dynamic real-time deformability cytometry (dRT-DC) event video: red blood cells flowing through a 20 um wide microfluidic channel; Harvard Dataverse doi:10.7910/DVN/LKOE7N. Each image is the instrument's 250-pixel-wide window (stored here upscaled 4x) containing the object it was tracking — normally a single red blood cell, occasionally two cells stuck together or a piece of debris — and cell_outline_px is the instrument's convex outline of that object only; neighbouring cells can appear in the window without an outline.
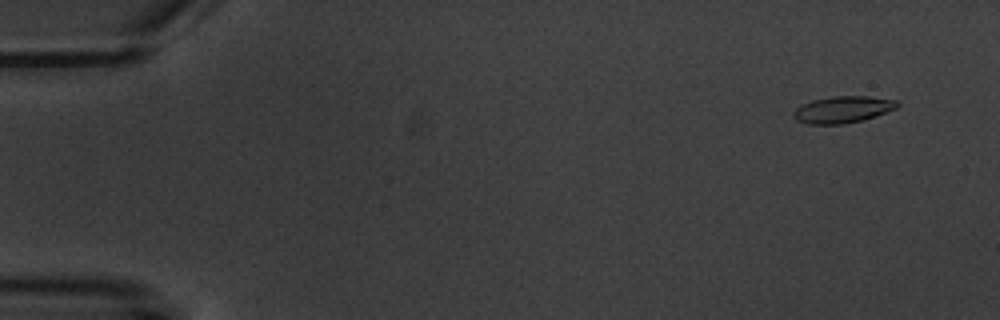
{"species": "common noctule bat (a hibernating species)", "species_latin": "Nyctalus noctula", "temperature_condition": "warm", "stored_images_in_passage": 5, "camera_frame_rate_fps": 3000, "um_per_image_px": 0.085, "animal": {"sex": "male", "body_mass_g": 20.1, "forearm_length_mm": 53.5}, "frame": {"image": 1, "passage_image": 1, "time_ms": 0.0, "image_size_px": [1000, 320], "cell_outline_px": [[900, 104], [896, 108], [876, 116], [864, 120], [844, 124], [808, 124], [796, 120], [792, 116], [792, 112], [796, 108], [812, 100], [832, 96], [868, 96], [896, 100]], "centroid_in_image_um": [71.63, 9.31], "position_along_channel_um": 13.4, "area_um2": 16.24}}
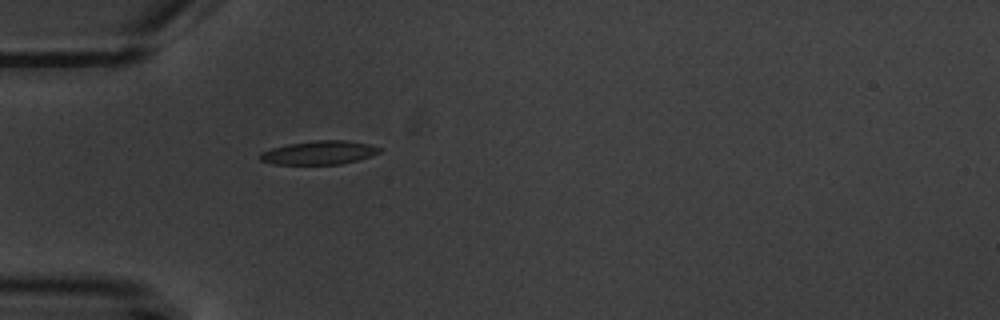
{"frame": {"image": 2, "passage_image": 5, "time_ms": 4.667, "image_size_px": [1000, 320], "cell_outline_px": [[384, 148], [380, 152], [356, 160], [340, 164], [272, 164], [260, 160], [260, 152], [272, 148], [288, 144], [316, 140], [344, 140], [368, 144]], "centroid_in_image_um": [27.11, 12.97], "position_along_channel_um": 57.9, "area_um2": 16.3}}